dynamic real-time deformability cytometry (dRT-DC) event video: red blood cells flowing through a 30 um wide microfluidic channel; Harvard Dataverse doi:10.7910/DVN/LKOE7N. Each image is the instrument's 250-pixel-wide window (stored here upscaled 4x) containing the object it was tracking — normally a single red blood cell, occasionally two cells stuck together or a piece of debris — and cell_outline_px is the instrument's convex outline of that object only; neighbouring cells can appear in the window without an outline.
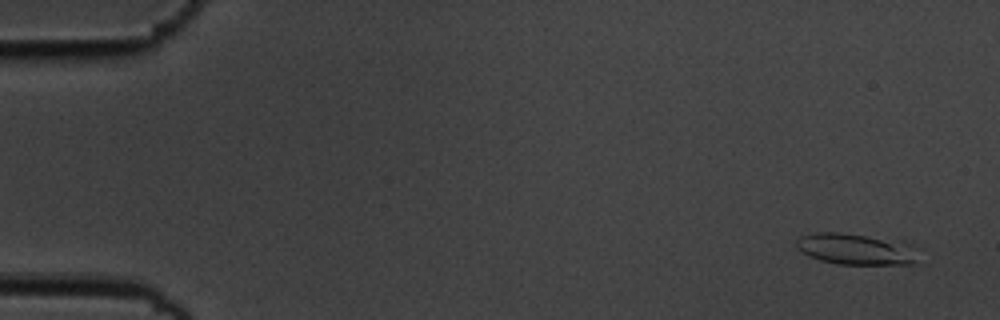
{"species": "common noctule bat (a hibernating species)", "species_latin": "Nyctalus noctula", "temperature_condition": "cold", "stored_images_in_passage": 6, "camera_frame_rate_fps": 3000, "um_per_image_px": 0.085, "animal": {"sex": "male", "body_mass_g": 19.5, "forearm_length_mm": 54.6}, "frame": {"image": 1, "passage_image": 1, "time_ms": 0.0, "image_size_px": [1000, 320], "cell_outline_px": [[924, 248], [916, 264], [836, 264], [820, 260], [808, 256], [796, 248], [796, 240], [800, 236], [816, 232], [840, 232], [904, 240]], "centroid_in_image_um": [72.92, 21.16], "position_along_channel_um": 12.1, "area_um2": 23.35}}